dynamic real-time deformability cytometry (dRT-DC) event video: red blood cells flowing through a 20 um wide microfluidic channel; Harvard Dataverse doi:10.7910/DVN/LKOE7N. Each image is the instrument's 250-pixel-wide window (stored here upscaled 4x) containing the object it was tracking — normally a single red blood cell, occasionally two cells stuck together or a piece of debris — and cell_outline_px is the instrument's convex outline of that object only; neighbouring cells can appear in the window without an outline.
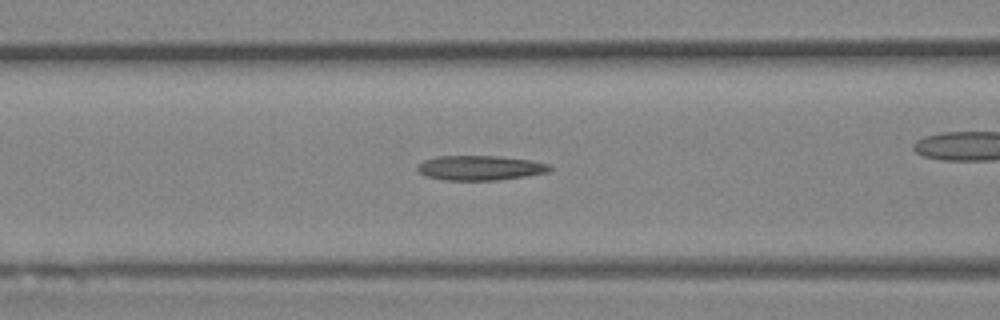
{"species": "Egyptian fruit bat (a non-hibernating species)", "species_latin": "Rousettus aegyptiacus", "temperature_condition": "room temperature", "stored_images_in_passage": 29, "camera_frame_rate_fps": 3000, "um_per_image_px": 0.085, "animal": {"sex": "female"}, "frame": {"image": 1, "passage_image": 4, "time_ms": 1.0, "image_size_px": [1000, 320], "cell_outline_px": [[552, 168], [548, 172], [524, 176], [496, 180], [444, 180], [424, 176], [416, 168], [416, 164], [424, 160], [436, 156], [500, 156], [528, 160], [548, 164]], "centroid_in_image_um": [40.74, 14.27], "position_along_channel_um": 125.9, "area_um2": 19.02}}
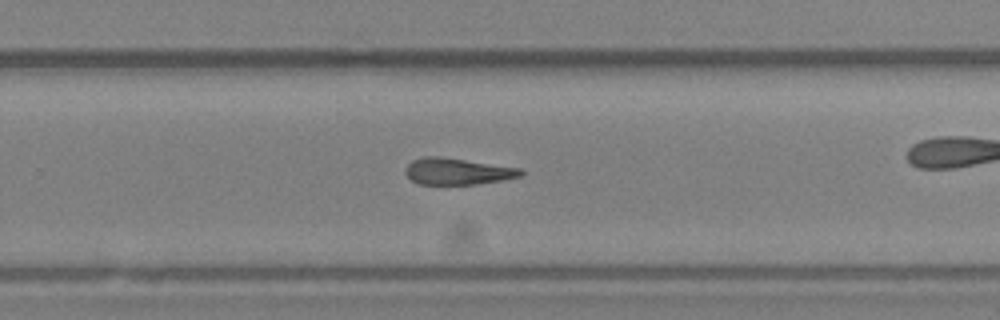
{"frame": {"image": 2, "passage_image": 14, "time_ms": 4.333, "image_size_px": [1000, 320], "cell_outline_px": [[524, 172], [520, 176], [504, 180], [476, 184], [416, 184], [404, 172], [404, 168], [412, 160], [424, 156], [440, 156], [520, 168]], "centroid_in_image_um": [38.85, 14.56], "position_along_channel_um": 291.0, "area_um2": 17.86}}
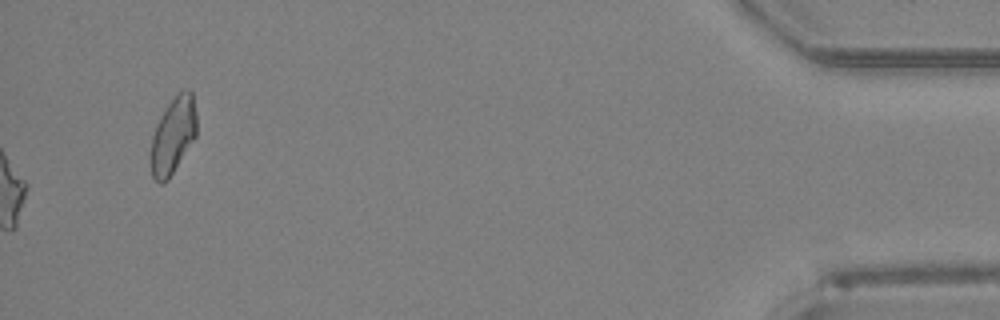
{"frame": {"image": 3, "passage_image": 29, "time_ms": 9.333, "image_size_px": [1000, 320], "cell_outline_px": [[196, 136], [168, 180], [164, 184], [160, 184], [152, 176], [152, 136], [156, 124], [160, 116], [168, 104], [180, 92], [188, 88], [192, 92], [196, 112]], "centroid_in_image_um": [14.73, 11.51], "position_along_channel_um": 420.5, "area_um2": 20.11}}